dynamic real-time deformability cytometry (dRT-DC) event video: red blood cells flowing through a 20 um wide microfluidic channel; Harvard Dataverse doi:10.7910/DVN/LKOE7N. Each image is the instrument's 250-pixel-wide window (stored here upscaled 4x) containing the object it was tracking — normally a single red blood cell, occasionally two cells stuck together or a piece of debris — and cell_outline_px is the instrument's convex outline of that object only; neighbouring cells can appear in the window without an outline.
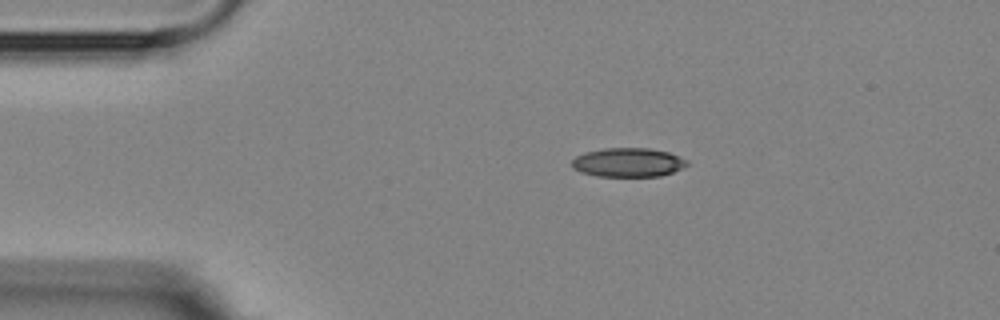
{"species": "Egyptian fruit bat (a non-hibernating species)", "species_latin": "Rousettus aegyptiacus", "temperature_condition": "room temperature", "stored_images_in_passage": 2, "camera_frame_rate_fps": 3000, "um_per_image_px": 0.085, "animal": {"sex": "female"}, "frame": {"image": 1, "passage_image": 1, "time_ms": 0.0, "image_size_px": [1000, 320], "cell_outline_px": [[688, 164], [672, 172], [660, 176], [596, 176], [580, 172], [572, 168], [572, 160], [576, 156], [584, 152], [604, 148], [648, 148], [668, 152], [684, 160]], "centroid_in_image_um": [53.31, 13.8], "position_along_channel_um": 31.7, "area_um2": 19.25}}